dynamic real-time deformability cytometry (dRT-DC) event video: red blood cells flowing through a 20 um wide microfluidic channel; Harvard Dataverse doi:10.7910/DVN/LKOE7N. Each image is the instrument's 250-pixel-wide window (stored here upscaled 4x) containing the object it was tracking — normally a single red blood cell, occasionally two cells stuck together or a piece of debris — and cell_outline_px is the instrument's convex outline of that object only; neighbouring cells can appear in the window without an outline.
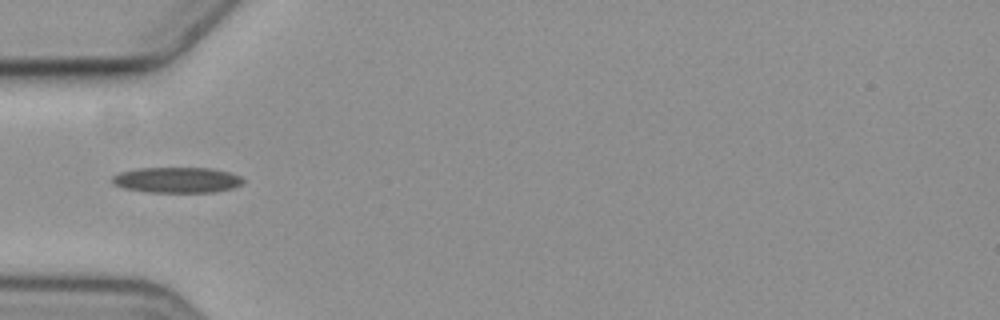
{"species": "common noctule bat (a hibernating species)", "species_latin": "Nyctalus noctula", "temperature_condition": "cold", "stored_images_in_passage": 6, "camera_frame_rate_fps": 3000, "um_per_image_px": 0.085, "animal": {"sex": "female", "body_mass_g": 19.3, "forearm_length_mm": 54.1}, "frame": {"image": 1, "passage_image": 5, "time_ms": 4.667, "image_size_px": [1000, 320], "cell_outline_px": [[244, 180], [240, 184], [232, 188], [216, 192], [148, 192], [124, 188], [112, 184], [112, 176], [120, 172], [136, 168], [212, 168], [228, 172], [240, 176]], "centroid_in_image_um": [15.01, 15.29], "position_along_channel_um": 70.0, "area_um2": 19.54}}
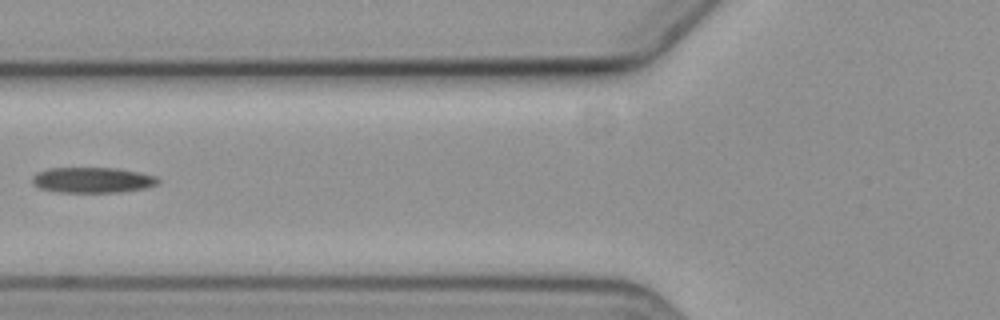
{"frame": {"image": 2, "passage_image": 6, "time_ms": 6.0, "image_size_px": [1000, 320], "cell_outline_px": [[160, 180], [156, 184], [144, 188], [120, 192], [60, 192], [40, 188], [32, 184], [32, 176], [36, 172], [48, 168], [116, 168], [156, 176]], "centroid_in_image_um": [7.81, 15.3], "position_along_channel_um": 118.0, "area_um2": 18.61}}